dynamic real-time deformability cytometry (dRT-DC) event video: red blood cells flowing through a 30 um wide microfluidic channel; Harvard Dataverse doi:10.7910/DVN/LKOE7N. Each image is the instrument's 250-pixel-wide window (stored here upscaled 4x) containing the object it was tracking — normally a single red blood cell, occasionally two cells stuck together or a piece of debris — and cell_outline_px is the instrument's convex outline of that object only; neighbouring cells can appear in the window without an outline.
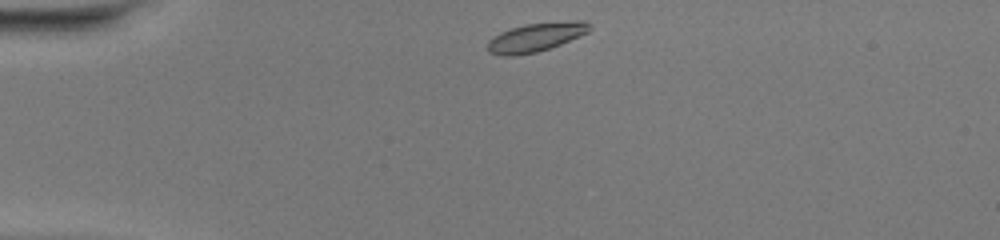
{"species": "common noctule bat (a hibernating species)", "species_latin": "Nyctalus noctula", "temperature_condition": "warm", "stored_images_in_passage": 39, "camera_frame_rate_fps": 3000, "um_per_image_px": 0.085, "animal": {"sex": "female", "body_mass_g": 20.0, "forearm_length_mm": 54.0}, "frame": {"image": 1, "passage_image": 1, "time_ms": 0.0, "image_size_px": [1000, 240], "cell_outline_px": [[592, 28], [588, 32], [560, 44], [536, 52], [516, 56], [500, 56], [488, 52], [488, 40], [500, 32], [524, 24], [576, 20], [588, 20]], "centroid_in_image_um": [45.55, 3.16], "position_along_channel_um": 39.4, "area_um2": 17.17}}
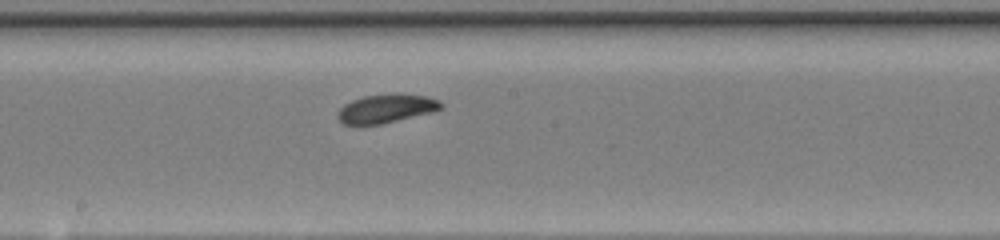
{"frame": {"image": 2, "passage_image": 17, "time_ms": 5.333, "image_size_px": [1000, 240], "cell_outline_px": [[444, 104], [440, 108], [432, 112], [380, 124], [360, 128], [344, 124], [336, 116], [336, 112], [344, 104], [352, 100], [364, 96], [396, 92], [400, 92], [428, 96], [440, 100]], "centroid_in_image_um": [32.78, 9.23], "position_along_channel_um": 215.4, "area_um2": 17.98}}
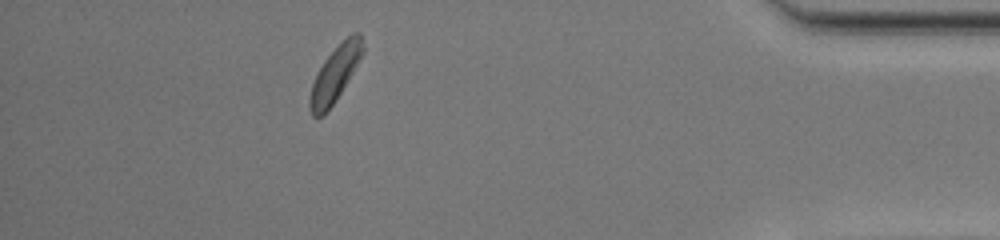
{"frame": {"image": 3, "passage_image": 34, "time_ms": 11.0, "image_size_px": [1000, 240], "cell_outline_px": [[364, 52], [340, 92], [324, 116], [312, 116], [308, 108], [308, 100], [312, 84], [324, 60], [352, 32], [360, 32], [364, 48]], "centroid_in_image_um": [28.46, 6.31], "position_along_channel_um": 406.7, "area_um2": 16.59}, "authors_computed_cell_mechanics": {"area_um2": 16.9354, "velocity_mm_per_s": 4.1388, "shape_relaxation_time_tau1_ms": 2.6991, "shape_relaxation_time_tau2_ms": 2.8342, "deformation_change_tau1": 0.0927, "deformation_change_tau2": 0.0846}}